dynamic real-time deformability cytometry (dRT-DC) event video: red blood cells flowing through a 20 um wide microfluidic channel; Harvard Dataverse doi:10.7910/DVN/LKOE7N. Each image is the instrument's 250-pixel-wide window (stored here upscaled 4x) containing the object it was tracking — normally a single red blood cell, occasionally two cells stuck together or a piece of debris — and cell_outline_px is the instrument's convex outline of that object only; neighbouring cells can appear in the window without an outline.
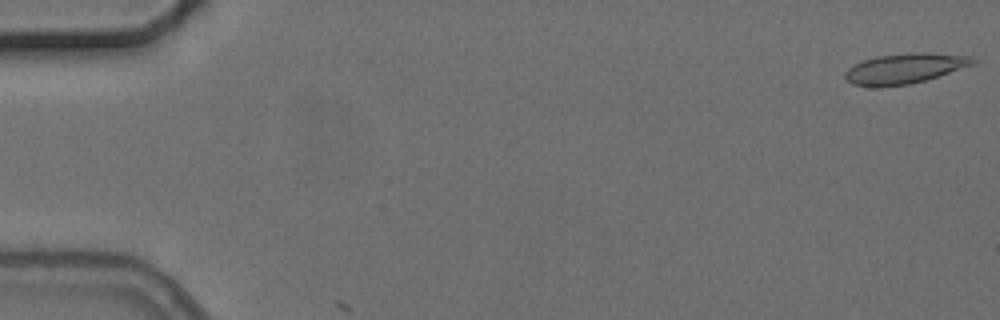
{"species": "common noctule bat (a hibernating species)", "species_latin": "Nyctalus noctula", "temperature_condition": "cold", "stored_images_in_passage": 2, "camera_frame_rate_fps": 3000, "um_per_image_px": 0.085, "animal": {"sex": "female", "body_mass_g": 24.6, "forearm_length_mm": 56.2}, "frame": {"image": 1, "passage_image": 1, "time_ms": 0.0, "image_size_px": [1000, 320], "cell_outline_px": [[976, 64], [924, 80], [908, 84], [852, 84], [844, 76], [844, 72], [848, 68], [864, 60], [876, 56], [912, 52], [928, 52], [972, 56], [976, 60]], "centroid_in_image_um": [76.99, 5.76], "position_along_channel_um": 8.0, "area_um2": 21.79}}